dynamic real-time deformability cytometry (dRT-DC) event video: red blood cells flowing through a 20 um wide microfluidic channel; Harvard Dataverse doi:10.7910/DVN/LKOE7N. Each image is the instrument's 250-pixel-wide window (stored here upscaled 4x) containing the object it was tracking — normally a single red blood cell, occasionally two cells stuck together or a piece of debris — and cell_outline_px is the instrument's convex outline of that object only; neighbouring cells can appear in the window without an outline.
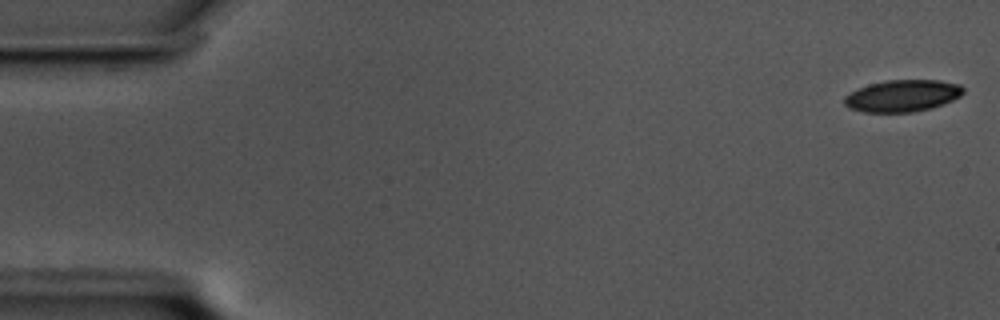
{"species": "common noctule bat (a hibernating species)", "species_latin": "Nyctalus noctula", "temperature_condition": "cold", "stored_images_in_passage": 57, "camera_frame_rate_fps": 3000, "um_per_image_px": 0.085, "animal": {"sex": "male", "body_mass_g": 17.5, "forearm_length_mm": 52.3}, "frame": {"image": 1, "passage_image": 1, "time_ms": 0.0, "image_size_px": [1000, 320], "cell_outline_px": [[964, 92], [960, 96], [952, 100], [932, 108], [912, 112], [864, 112], [848, 108], [844, 104], [844, 96], [856, 88], [868, 84], [888, 80], [940, 80], [960, 84], [964, 88]], "centroid_in_image_um": [76.69, 8.13], "position_along_channel_um": 8.3, "area_um2": 22.25}}
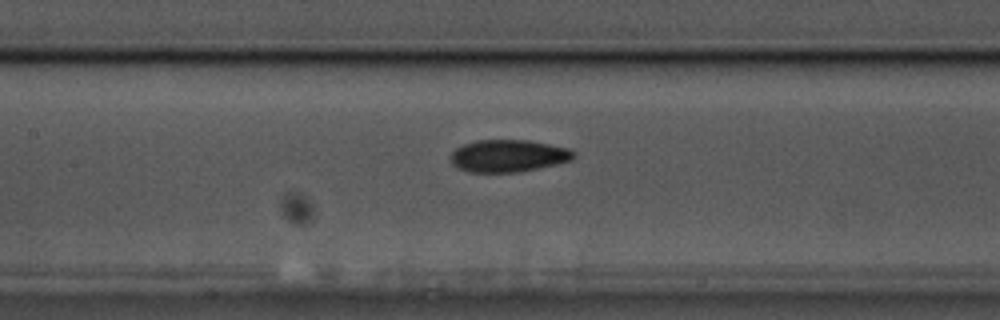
{"frame": {"image": 2, "passage_image": 26, "time_ms": 8.333, "image_size_px": [1000, 320], "cell_outline_px": [[576, 156], [572, 160], [556, 164], [520, 172], [468, 172], [456, 168], [452, 164], [452, 152], [456, 148], [464, 144], [476, 140], [528, 140], [568, 148], [576, 152]], "centroid_in_image_um": [43.21, 13.25], "position_along_channel_um": 164.2, "area_um2": 23.18}}
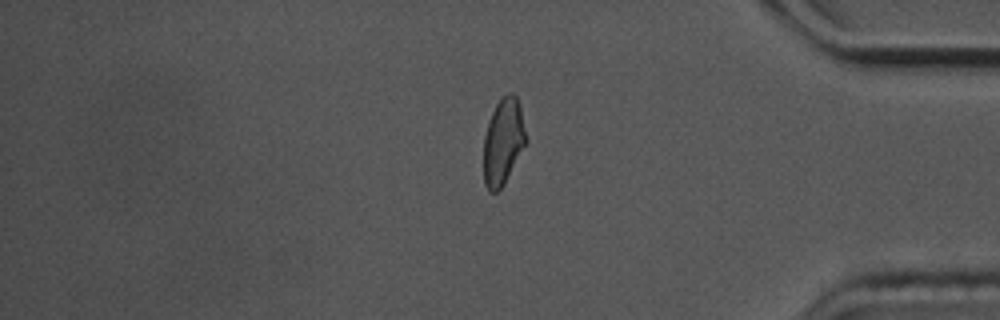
{"frame": {"image": 3, "passage_image": 48, "time_ms": 15.667, "image_size_px": [1000, 320], "cell_outline_px": [[528, 140], [504, 184], [496, 192], [488, 192], [484, 184], [484, 136], [488, 120], [496, 104], [508, 92], [512, 92], [516, 96], [520, 108]], "centroid_in_image_um": [42.76, 12.05], "position_along_channel_um": 392.4, "area_um2": 21.33}, "authors_computed_cell_mechanics": {"area_um2": 22.9466, "velocity_mm_per_s": 3.4684, "shape_relaxation_time_tau1_ms": 5.6393, "shape_relaxation_time_tau2_ms": 3.3496, "deformation_change_tau1": 0.1368, "deformation_change_tau2": 0.0983}}